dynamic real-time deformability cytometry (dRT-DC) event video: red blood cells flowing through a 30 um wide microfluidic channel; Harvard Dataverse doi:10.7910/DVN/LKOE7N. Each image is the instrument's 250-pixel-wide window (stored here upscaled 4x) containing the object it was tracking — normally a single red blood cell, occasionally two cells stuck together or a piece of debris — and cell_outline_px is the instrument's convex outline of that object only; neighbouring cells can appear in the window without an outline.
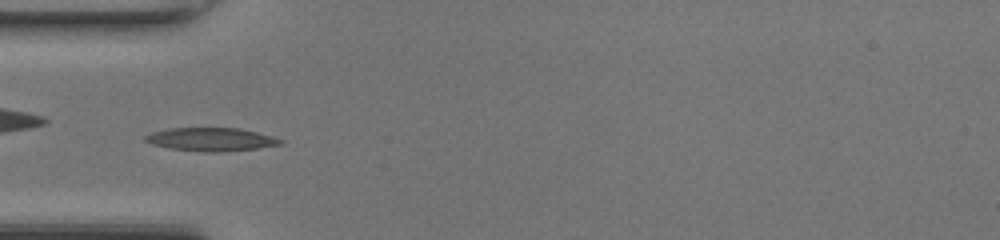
{"species": "common noctule bat (a hibernating species)", "species_latin": "Nyctalus noctula", "temperature_condition": "room temperature", "stored_images_in_passage": 42, "camera_frame_rate_fps": 3000, "um_per_image_px": 0.085, "animal": {"sex": "female", "body_mass_g": 17.0, "forearm_length_mm": 48.0}, "frame": {"image": 1, "passage_image": 11, "time_ms": 3.333, "image_size_px": [1000, 240], "cell_outline_px": [[284, 144], [256, 148], [216, 152], [204, 152], [168, 148], [152, 144], [144, 140], [144, 136], [152, 132], [168, 128], [240, 128], [272, 136], [284, 140]], "centroid_in_image_um": [17.93, 11.84], "position_along_channel_um": 67.1, "area_um2": 18.32}}
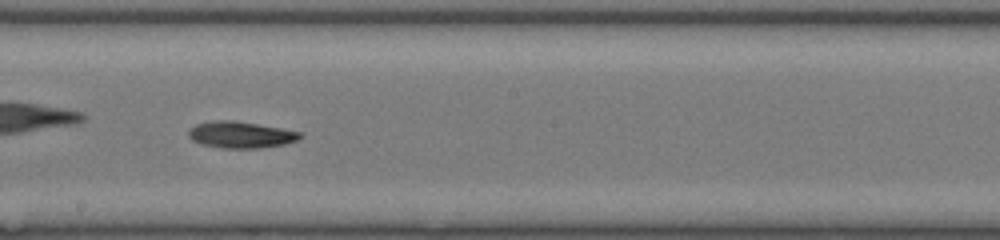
{"frame": {"image": 2, "passage_image": 22, "time_ms": 7.0, "image_size_px": [1000, 240], "cell_outline_px": [[304, 136], [296, 140], [284, 144], [260, 148], [220, 148], [200, 144], [192, 140], [188, 136], [188, 132], [196, 124], [212, 120], [232, 120], [280, 128], [300, 132]], "centroid_in_image_um": [20.43, 11.46], "position_along_channel_um": 227.8, "area_um2": 17.17}}
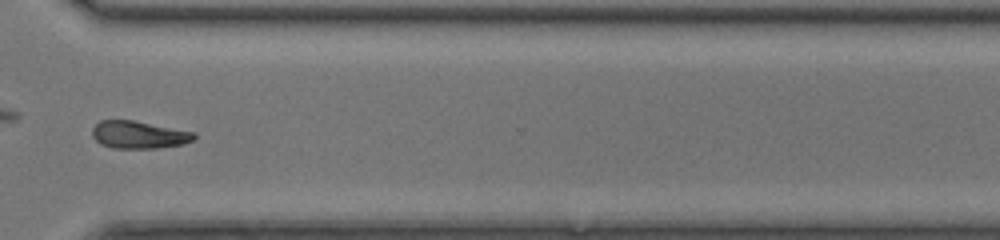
{"frame": {"image": 3, "passage_image": 31, "time_ms": 10.0, "image_size_px": [1000, 240], "cell_outline_px": [[196, 136], [192, 140], [184, 144], [156, 148], [112, 148], [100, 144], [92, 136], [92, 128], [100, 120], [132, 120], [196, 132]], "centroid_in_image_um": [11.79, 11.45], "position_along_channel_um": 358.8, "area_um2": 16.36}, "authors_computed_cell_mechanics": {"area_um2": 16.8776, "velocity_mm_per_s": 4.3626, "shape_relaxation_time_tau1_ms": 4.6425, "shape_relaxation_time_tau2_ms": null, "deformation_change_tau1": 0.138, "deformation_change_tau2": null}}